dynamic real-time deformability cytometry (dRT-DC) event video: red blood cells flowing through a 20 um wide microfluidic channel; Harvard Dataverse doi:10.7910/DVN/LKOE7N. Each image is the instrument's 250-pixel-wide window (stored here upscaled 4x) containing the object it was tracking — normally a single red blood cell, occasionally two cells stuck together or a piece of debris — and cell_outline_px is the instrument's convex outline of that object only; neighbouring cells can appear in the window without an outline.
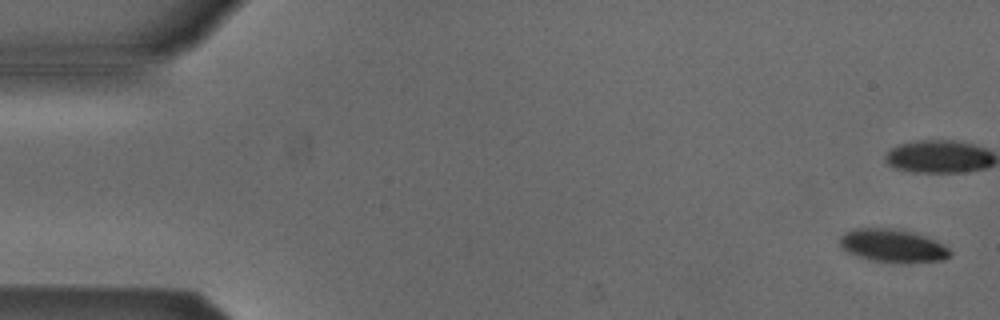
{"species": "Egyptian fruit bat (a non-hibernating species)", "species_latin": "Rousettus aegyptiacus", "temperature_condition": "cold", "stored_images_in_passage": 2, "camera_frame_rate_fps": 3000, "um_per_image_px": 0.085, "animal": {"sex": "male"}, "frame": {"image": 1, "passage_image": 2, "time_ms": 0.333, "image_size_px": [1000, 320], "cell_outline_px": [[952, 252], [944, 260], [872, 260], [848, 252], [840, 244], [840, 236], [844, 232], [856, 228], [888, 228], [912, 232], [924, 236], [948, 248]], "centroid_in_image_um": [75.82, 20.83], "position_along_channel_um": 9.2, "area_um2": 20.0}}